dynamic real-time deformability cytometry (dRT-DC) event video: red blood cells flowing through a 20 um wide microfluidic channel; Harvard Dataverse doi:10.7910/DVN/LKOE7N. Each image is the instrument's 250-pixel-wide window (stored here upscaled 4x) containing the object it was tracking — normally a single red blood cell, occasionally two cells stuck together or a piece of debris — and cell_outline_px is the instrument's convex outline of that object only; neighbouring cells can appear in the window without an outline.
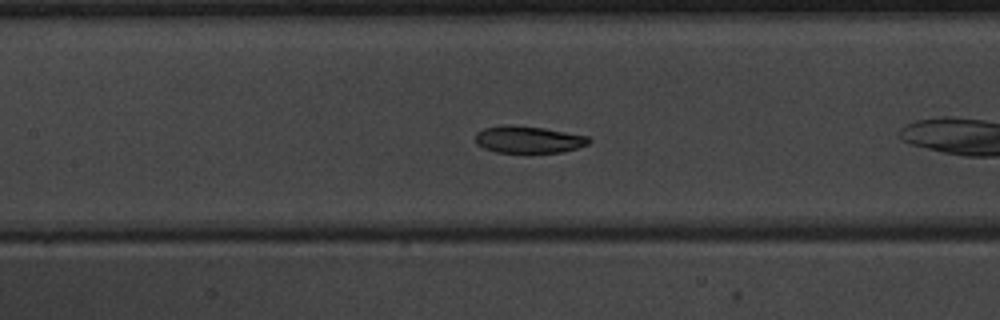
{"species": "common noctule bat (a hibernating species)", "species_latin": "Nyctalus noctula", "temperature_condition": "warm", "stored_images_in_passage": 36, "camera_frame_rate_fps": 3000, "um_per_image_px": 0.085, "animal": {"sex": "male", "body_mass_g": 20.1, "forearm_length_mm": 53.5}, "frame": {"image": 1, "passage_image": 8, "time_ms": 2.333, "image_size_px": [1000, 320], "cell_outline_px": [[592, 140], [588, 144], [564, 152], [496, 152], [484, 148], [476, 144], [476, 132], [484, 128], [544, 128], [588, 136]], "centroid_in_image_um": [44.98, 11.91], "position_along_channel_um": 162.4, "area_um2": 16.94}}
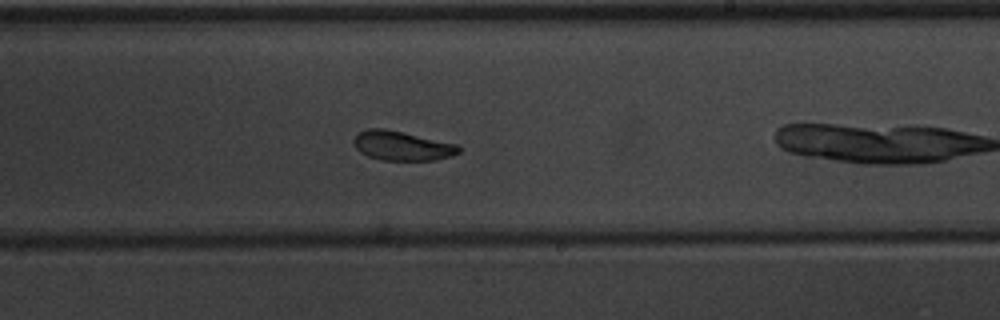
{"frame": {"image": 2, "passage_image": 15, "time_ms": 4.667, "image_size_px": [1000, 320], "cell_outline_px": [[460, 152], [452, 156], [436, 160], [380, 160], [368, 156], [360, 152], [352, 144], [352, 140], [360, 132], [368, 128], [384, 128], [404, 132], [456, 144], [460, 148]], "centroid_in_image_um": [34.15, 12.39], "position_along_channel_um": 254.9, "area_um2": 18.03}}
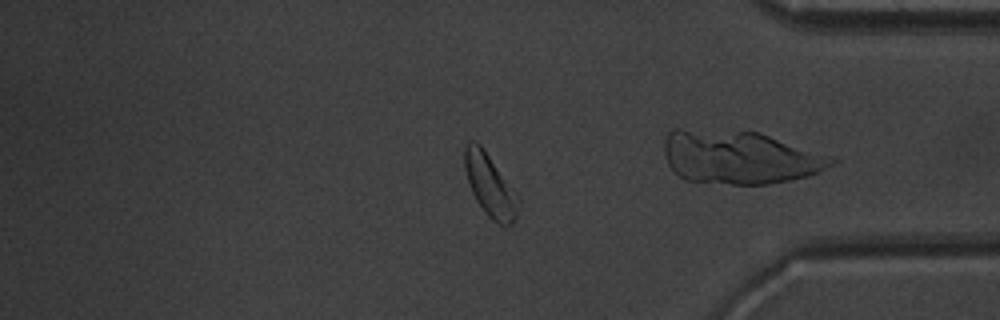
{"frame": {"image": 3, "passage_image": 27, "time_ms": 8.667, "image_size_px": [1000, 320], "cell_outline_px": [[520, 200], [516, 216], [512, 224], [508, 228], [492, 220], [488, 216], [476, 200], [472, 192], [464, 168], [464, 148], [468, 140], [472, 140], [480, 144], [520, 196]], "centroid_in_image_um": [41.67, 15.77], "position_along_channel_um": 393.5, "area_um2": 19.65}, "authors_computed_cell_mechanics": {"area_um2": 19.1318, "velocity_mm_per_s": 3.9701, "shape_relaxation_time_tau1_ms": 2.4083, "shape_relaxation_time_tau2_ms": null, "deformation_change_tau1": 0.0798, "deformation_change_tau2": null}}